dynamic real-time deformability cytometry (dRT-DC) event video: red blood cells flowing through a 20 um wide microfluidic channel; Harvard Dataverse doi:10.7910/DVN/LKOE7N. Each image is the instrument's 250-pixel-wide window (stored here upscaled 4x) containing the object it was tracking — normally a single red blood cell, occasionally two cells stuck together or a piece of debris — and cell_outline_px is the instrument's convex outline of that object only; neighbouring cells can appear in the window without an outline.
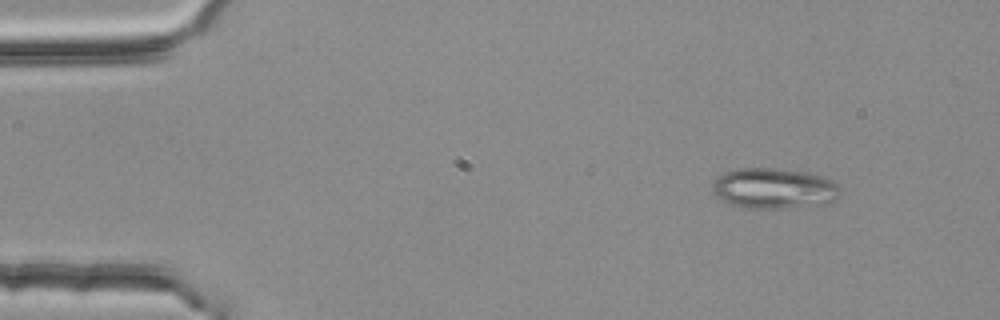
{"species": "common noctule bat (a hibernating species)", "species_latin": "Nyctalus noctula", "temperature_condition": "room temperature", "stored_images_in_passage": 3, "camera_frame_rate_fps": 3000, "um_per_image_px": 0.085, "animal": {"sex": "female", "body_mass_g": 25.1}, "frame": {"image": 1, "passage_image": 1, "time_ms": 0.0, "image_size_px": [1000, 320], "cell_outline_px": [[840, 192], [836, 200], [828, 204], [780, 208], [740, 208], [728, 204], [712, 188], [712, 184], [724, 172], [740, 168], [772, 168], [808, 172], [824, 176], [840, 184]], "centroid_in_image_um": [65.87, 16.01], "position_along_channel_um": 19.1, "area_um2": 30.35}}